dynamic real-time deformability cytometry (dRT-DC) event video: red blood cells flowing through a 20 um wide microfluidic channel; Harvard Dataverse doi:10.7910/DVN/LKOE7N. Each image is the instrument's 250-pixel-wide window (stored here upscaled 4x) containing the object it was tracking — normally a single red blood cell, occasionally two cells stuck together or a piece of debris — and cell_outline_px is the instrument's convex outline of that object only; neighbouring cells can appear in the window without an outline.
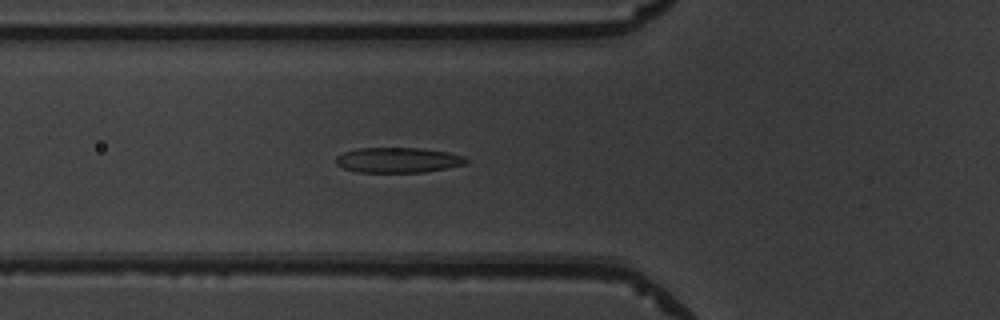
{"species": "common noctule bat (a hibernating species)", "species_latin": "Nyctalus noctula", "temperature_condition": "warm", "stored_images_in_passage": 42, "camera_frame_rate_fps": 3000, "um_per_image_px": 0.085, "animal": {"sex": "male", "body_mass_g": 19.5, "forearm_length_mm": 54.6}, "frame": {"image": 1, "passage_image": 9, "time_ms": 2.667, "image_size_px": [1000, 320], "cell_outline_px": [[468, 164], [424, 172], [356, 172], [344, 168], [336, 164], [336, 156], [344, 152], [356, 148], [420, 148], [444, 152], [464, 156], [468, 160]], "centroid_in_image_um": [33.82, 13.61], "position_along_channel_um": 92.0, "area_um2": 19.07}}
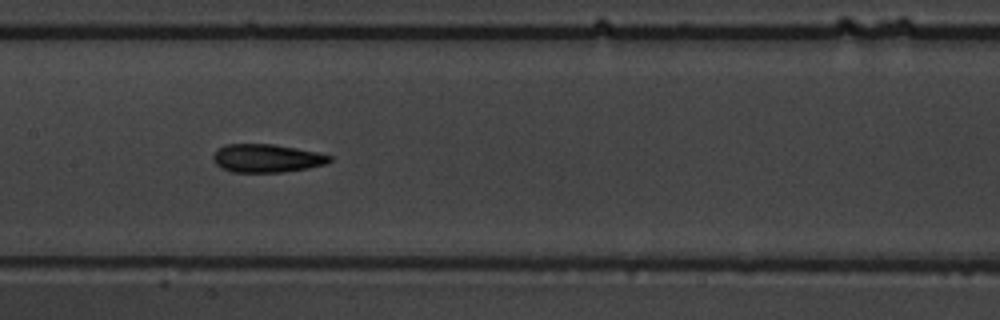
{"frame": {"image": 2, "passage_image": 16, "time_ms": 5.0, "image_size_px": [1000, 320], "cell_outline_px": [[332, 160], [324, 164], [308, 168], [280, 172], [232, 172], [220, 168], [212, 160], [212, 156], [216, 148], [224, 144], [272, 144], [296, 148], [316, 152], [332, 156]], "centroid_in_image_um": [22.6, 13.44], "position_along_channel_um": 184.8, "area_um2": 19.25}}
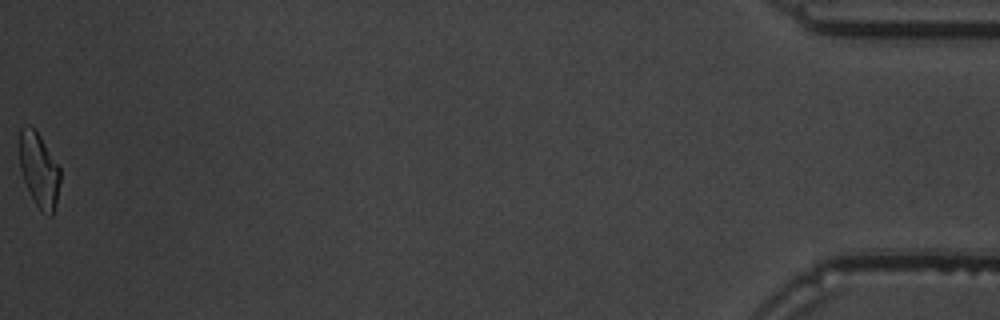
{"frame": {"image": 3, "passage_image": 42, "time_ms": 13.667, "image_size_px": [1000, 320], "cell_outline_px": [[60, 180], [56, 204], [52, 216], [48, 216], [36, 204], [24, 180], [20, 168], [20, 128], [24, 124], [28, 124], [40, 136], [60, 168]], "centroid_in_image_um": [3.32, 14.43], "position_along_channel_um": 431.9, "area_um2": 17.28}, "authors_computed_cell_mechanics": {"area_um2": 18.9006, "velocity_mm_per_s": 3.9546, "shape_relaxation_time_tau1_ms": 4.6189, "shape_relaxation_time_tau2_ms": 2.3648, "deformation_change_tau1": 0.1513, "deformation_change_tau2": 0.1042}}